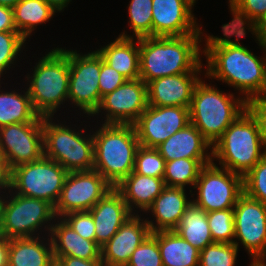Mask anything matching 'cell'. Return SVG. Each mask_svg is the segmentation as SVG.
<instances>
[{"label":"cell","mask_w":266,"mask_h":266,"mask_svg":"<svg viewBox=\"0 0 266 266\" xmlns=\"http://www.w3.org/2000/svg\"><path fill=\"white\" fill-rule=\"evenodd\" d=\"M224 38L207 36L203 53L206 56L207 77L221 80L240 93L246 102L251 98L265 94L266 90V54L260 58L238 41L246 35V31H234L222 26ZM235 36V42L230 37ZM265 50L266 41L257 39ZM260 58V59H259Z\"/></svg>","instance_id":"6da1fadb"},{"label":"cell","mask_w":266,"mask_h":266,"mask_svg":"<svg viewBox=\"0 0 266 266\" xmlns=\"http://www.w3.org/2000/svg\"><path fill=\"white\" fill-rule=\"evenodd\" d=\"M201 35L139 38V78L150 81L194 72L201 64Z\"/></svg>","instance_id":"7a4b0ae2"},{"label":"cell","mask_w":266,"mask_h":266,"mask_svg":"<svg viewBox=\"0 0 266 266\" xmlns=\"http://www.w3.org/2000/svg\"><path fill=\"white\" fill-rule=\"evenodd\" d=\"M212 160L244 177L265 155L256 119L246 109L212 145Z\"/></svg>","instance_id":"3957f363"},{"label":"cell","mask_w":266,"mask_h":266,"mask_svg":"<svg viewBox=\"0 0 266 266\" xmlns=\"http://www.w3.org/2000/svg\"><path fill=\"white\" fill-rule=\"evenodd\" d=\"M94 167L114 188L134 169L139 140L133 125L102 124L93 133Z\"/></svg>","instance_id":"277c9868"},{"label":"cell","mask_w":266,"mask_h":266,"mask_svg":"<svg viewBox=\"0 0 266 266\" xmlns=\"http://www.w3.org/2000/svg\"><path fill=\"white\" fill-rule=\"evenodd\" d=\"M246 109L244 98H234L200 79L189 107L190 123L213 145Z\"/></svg>","instance_id":"5b68a950"},{"label":"cell","mask_w":266,"mask_h":266,"mask_svg":"<svg viewBox=\"0 0 266 266\" xmlns=\"http://www.w3.org/2000/svg\"><path fill=\"white\" fill-rule=\"evenodd\" d=\"M69 50L52 49L34 66L27 89L32 106L40 117H52L69 93Z\"/></svg>","instance_id":"8992f818"},{"label":"cell","mask_w":266,"mask_h":266,"mask_svg":"<svg viewBox=\"0 0 266 266\" xmlns=\"http://www.w3.org/2000/svg\"><path fill=\"white\" fill-rule=\"evenodd\" d=\"M52 120V117H44L42 122L44 156L58 162L68 172L93 170V134L85 137L83 131L76 132Z\"/></svg>","instance_id":"52a82bcc"},{"label":"cell","mask_w":266,"mask_h":266,"mask_svg":"<svg viewBox=\"0 0 266 266\" xmlns=\"http://www.w3.org/2000/svg\"><path fill=\"white\" fill-rule=\"evenodd\" d=\"M68 171L58 162L45 157L11 169L10 190L15 194L48 201L59 200Z\"/></svg>","instance_id":"ba28073f"},{"label":"cell","mask_w":266,"mask_h":266,"mask_svg":"<svg viewBox=\"0 0 266 266\" xmlns=\"http://www.w3.org/2000/svg\"><path fill=\"white\" fill-rule=\"evenodd\" d=\"M9 200L3 199L0 235L8 239L31 238L44 226L51 233V221L56 220L54 206L46 200L29 198L13 193ZM50 226V227H49ZM38 229V230H37ZM34 235V236H33Z\"/></svg>","instance_id":"9c48e42d"},{"label":"cell","mask_w":266,"mask_h":266,"mask_svg":"<svg viewBox=\"0 0 266 266\" xmlns=\"http://www.w3.org/2000/svg\"><path fill=\"white\" fill-rule=\"evenodd\" d=\"M195 188L198 196L193 203L207 213L231 209L243 193V177L212 162L201 169Z\"/></svg>","instance_id":"30bf717a"},{"label":"cell","mask_w":266,"mask_h":266,"mask_svg":"<svg viewBox=\"0 0 266 266\" xmlns=\"http://www.w3.org/2000/svg\"><path fill=\"white\" fill-rule=\"evenodd\" d=\"M69 68L68 99L92 116L102 99L99 92L101 56L97 51L81 55L69 50Z\"/></svg>","instance_id":"8fae6325"},{"label":"cell","mask_w":266,"mask_h":266,"mask_svg":"<svg viewBox=\"0 0 266 266\" xmlns=\"http://www.w3.org/2000/svg\"><path fill=\"white\" fill-rule=\"evenodd\" d=\"M113 188L98 171L69 172L54 206L56 218L71 212L89 211Z\"/></svg>","instance_id":"7c38bea8"},{"label":"cell","mask_w":266,"mask_h":266,"mask_svg":"<svg viewBox=\"0 0 266 266\" xmlns=\"http://www.w3.org/2000/svg\"><path fill=\"white\" fill-rule=\"evenodd\" d=\"M188 124L189 108L148 105L133 126L140 146L156 148Z\"/></svg>","instance_id":"4fadbf2b"},{"label":"cell","mask_w":266,"mask_h":266,"mask_svg":"<svg viewBox=\"0 0 266 266\" xmlns=\"http://www.w3.org/2000/svg\"><path fill=\"white\" fill-rule=\"evenodd\" d=\"M234 239H238L252 260L266 259V204L244 192L234 206Z\"/></svg>","instance_id":"5bb4252c"},{"label":"cell","mask_w":266,"mask_h":266,"mask_svg":"<svg viewBox=\"0 0 266 266\" xmlns=\"http://www.w3.org/2000/svg\"><path fill=\"white\" fill-rule=\"evenodd\" d=\"M0 154L9 169L39 160L44 155L42 122L0 127Z\"/></svg>","instance_id":"9a60e30c"},{"label":"cell","mask_w":266,"mask_h":266,"mask_svg":"<svg viewBox=\"0 0 266 266\" xmlns=\"http://www.w3.org/2000/svg\"><path fill=\"white\" fill-rule=\"evenodd\" d=\"M148 106L147 84L140 78L126 80L121 86L102 97L92 115L107 112L103 124L133 125Z\"/></svg>","instance_id":"2e32d148"},{"label":"cell","mask_w":266,"mask_h":266,"mask_svg":"<svg viewBox=\"0 0 266 266\" xmlns=\"http://www.w3.org/2000/svg\"><path fill=\"white\" fill-rule=\"evenodd\" d=\"M193 0H152V36L201 35L192 13Z\"/></svg>","instance_id":"e0dca14e"},{"label":"cell","mask_w":266,"mask_h":266,"mask_svg":"<svg viewBox=\"0 0 266 266\" xmlns=\"http://www.w3.org/2000/svg\"><path fill=\"white\" fill-rule=\"evenodd\" d=\"M201 64L194 72L154 79L147 84L149 106L190 107L196 84L200 81Z\"/></svg>","instance_id":"ac0fdd59"},{"label":"cell","mask_w":266,"mask_h":266,"mask_svg":"<svg viewBox=\"0 0 266 266\" xmlns=\"http://www.w3.org/2000/svg\"><path fill=\"white\" fill-rule=\"evenodd\" d=\"M140 218L134 213L101 247V259L107 266H126L133 251L152 233L146 219Z\"/></svg>","instance_id":"d6986e66"},{"label":"cell","mask_w":266,"mask_h":266,"mask_svg":"<svg viewBox=\"0 0 266 266\" xmlns=\"http://www.w3.org/2000/svg\"><path fill=\"white\" fill-rule=\"evenodd\" d=\"M89 212L95 224V241L100 247L105 245L133 215L116 188L110 190Z\"/></svg>","instance_id":"ffe728a7"},{"label":"cell","mask_w":266,"mask_h":266,"mask_svg":"<svg viewBox=\"0 0 266 266\" xmlns=\"http://www.w3.org/2000/svg\"><path fill=\"white\" fill-rule=\"evenodd\" d=\"M192 202L187 199L184 188L166 186L147 209V211L151 210L156 219V225L153 220L146 219L151 232L175 230Z\"/></svg>","instance_id":"44dd1931"},{"label":"cell","mask_w":266,"mask_h":266,"mask_svg":"<svg viewBox=\"0 0 266 266\" xmlns=\"http://www.w3.org/2000/svg\"><path fill=\"white\" fill-rule=\"evenodd\" d=\"M156 149L165 161L181 158L212 159V152L207 153L208 149L212 150V145L191 123L174 133Z\"/></svg>","instance_id":"7402d4cb"},{"label":"cell","mask_w":266,"mask_h":266,"mask_svg":"<svg viewBox=\"0 0 266 266\" xmlns=\"http://www.w3.org/2000/svg\"><path fill=\"white\" fill-rule=\"evenodd\" d=\"M135 40L137 41L135 42L132 36L122 32L115 41L96 50L105 63L127 80L137 79L140 75L139 39L135 38Z\"/></svg>","instance_id":"603a6c76"},{"label":"cell","mask_w":266,"mask_h":266,"mask_svg":"<svg viewBox=\"0 0 266 266\" xmlns=\"http://www.w3.org/2000/svg\"><path fill=\"white\" fill-rule=\"evenodd\" d=\"M52 223L53 256H70L85 260L101 259V247L96 241L87 240L76 233L62 218ZM51 234V235H50Z\"/></svg>","instance_id":"cb8c5ba5"},{"label":"cell","mask_w":266,"mask_h":266,"mask_svg":"<svg viewBox=\"0 0 266 266\" xmlns=\"http://www.w3.org/2000/svg\"><path fill=\"white\" fill-rule=\"evenodd\" d=\"M165 187L163 178L144 176L132 171L115 188L122 194L132 213H134L135 208H139V210L141 209V211L143 210L147 213V209Z\"/></svg>","instance_id":"d4e9b609"},{"label":"cell","mask_w":266,"mask_h":266,"mask_svg":"<svg viewBox=\"0 0 266 266\" xmlns=\"http://www.w3.org/2000/svg\"><path fill=\"white\" fill-rule=\"evenodd\" d=\"M40 238L9 239L8 266H51L55 262L51 237L48 247Z\"/></svg>","instance_id":"484cf974"},{"label":"cell","mask_w":266,"mask_h":266,"mask_svg":"<svg viewBox=\"0 0 266 266\" xmlns=\"http://www.w3.org/2000/svg\"><path fill=\"white\" fill-rule=\"evenodd\" d=\"M151 234L158 241L163 266H199L200 251L175 230Z\"/></svg>","instance_id":"4316f807"},{"label":"cell","mask_w":266,"mask_h":266,"mask_svg":"<svg viewBox=\"0 0 266 266\" xmlns=\"http://www.w3.org/2000/svg\"><path fill=\"white\" fill-rule=\"evenodd\" d=\"M175 231L199 251L214 243L207 220V212L193 202L185 210Z\"/></svg>","instance_id":"83f0119b"},{"label":"cell","mask_w":266,"mask_h":266,"mask_svg":"<svg viewBox=\"0 0 266 266\" xmlns=\"http://www.w3.org/2000/svg\"><path fill=\"white\" fill-rule=\"evenodd\" d=\"M0 92V127L16 123L43 122V117H40L32 106L28 91L24 94L15 90Z\"/></svg>","instance_id":"f1b7e54d"},{"label":"cell","mask_w":266,"mask_h":266,"mask_svg":"<svg viewBox=\"0 0 266 266\" xmlns=\"http://www.w3.org/2000/svg\"><path fill=\"white\" fill-rule=\"evenodd\" d=\"M55 12L44 0H20L13 7L14 25L27 39L37 25L49 21Z\"/></svg>","instance_id":"f546056e"},{"label":"cell","mask_w":266,"mask_h":266,"mask_svg":"<svg viewBox=\"0 0 266 266\" xmlns=\"http://www.w3.org/2000/svg\"><path fill=\"white\" fill-rule=\"evenodd\" d=\"M214 160L212 159H175L165 161L164 182L167 187L184 188L192 185L193 189L201 169Z\"/></svg>","instance_id":"4dcf8cb0"},{"label":"cell","mask_w":266,"mask_h":266,"mask_svg":"<svg viewBox=\"0 0 266 266\" xmlns=\"http://www.w3.org/2000/svg\"><path fill=\"white\" fill-rule=\"evenodd\" d=\"M229 7L234 17L231 22L223 26L245 32L246 27L248 30L251 29L265 14L266 0H229Z\"/></svg>","instance_id":"1f68e13d"},{"label":"cell","mask_w":266,"mask_h":266,"mask_svg":"<svg viewBox=\"0 0 266 266\" xmlns=\"http://www.w3.org/2000/svg\"><path fill=\"white\" fill-rule=\"evenodd\" d=\"M212 239L218 243H234L239 247V242L234 239V208L211 211L207 213Z\"/></svg>","instance_id":"d6a6232c"},{"label":"cell","mask_w":266,"mask_h":266,"mask_svg":"<svg viewBox=\"0 0 266 266\" xmlns=\"http://www.w3.org/2000/svg\"><path fill=\"white\" fill-rule=\"evenodd\" d=\"M129 24L136 38L152 36V0H131Z\"/></svg>","instance_id":"836d02e7"},{"label":"cell","mask_w":266,"mask_h":266,"mask_svg":"<svg viewBox=\"0 0 266 266\" xmlns=\"http://www.w3.org/2000/svg\"><path fill=\"white\" fill-rule=\"evenodd\" d=\"M238 250L234 243L214 242L200 251L199 266H234Z\"/></svg>","instance_id":"e575fe53"},{"label":"cell","mask_w":266,"mask_h":266,"mask_svg":"<svg viewBox=\"0 0 266 266\" xmlns=\"http://www.w3.org/2000/svg\"><path fill=\"white\" fill-rule=\"evenodd\" d=\"M134 172L156 178L165 174V159L156 148L139 146L135 154Z\"/></svg>","instance_id":"d590c367"},{"label":"cell","mask_w":266,"mask_h":266,"mask_svg":"<svg viewBox=\"0 0 266 266\" xmlns=\"http://www.w3.org/2000/svg\"><path fill=\"white\" fill-rule=\"evenodd\" d=\"M243 192L266 204V155L243 177Z\"/></svg>","instance_id":"8d00e7d4"},{"label":"cell","mask_w":266,"mask_h":266,"mask_svg":"<svg viewBox=\"0 0 266 266\" xmlns=\"http://www.w3.org/2000/svg\"><path fill=\"white\" fill-rule=\"evenodd\" d=\"M25 41L26 39L17 31L0 32V78L3 72L15 63Z\"/></svg>","instance_id":"74e56055"},{"label":"cell","mask_w":266,"mask_h":266,"mask_svg":"<svg viewBox=\"0 0 266 266\" xmlns=\"http://www.w3.org/2000/svg\"><path fill=\"white\" fill-rule=\"evenodd\" d=\"M126 266H163L158 241L152 234L133 251Z\"/></svg>","instance_id":"f35d334b"},{"label":"cell","mask_w":266,"mask_h":266,"mask_svg":"<svg viewBox=\"0 0 266 266\" xmlns=\"http://www.w3.org/2000/svg\"><path fill=\"white\" fill-rule=\"evenodd\" d=\"M61 218L81 237L95 241V224L89 211L71 212Z\"/></svg>","instance_id":"ab89813d"},{"label":"cell","mask_w":266,"mask_h":266,"mask_svg":"<svg viewBox=\"0 0 266 266\" xmlns=\"http://www.w3.org/2000/svg\"><path fill=\"white\" fill-rule=\"evenodd\" d=\"M127 79L117 70L110 67L101 57V71L99 76V92L101 98L121 86Z\"/></svg>","instance_id":"60d3db41"},{"label":"cell","mask_w":266,"mask_h":266,"mask_svg":"<svg viewBox=\"0 0 266 266\" xmlns=\"http://www.w3.org/2000/svg\"><path fill=\"white\" fill-rule=\"evenodd\" d=\"M247 110L256 119L262 141L266 147V93L248 100Z\"/></svg>","instance_id":"b9f144b4"},{"label":"cell","mask_w":266,"mask_h":266,"mask_svg":"<svg viewBox=\"0 0 266 266\" xmlns=\"http://www.w3.org/2000/svg\"><path fill=\"white\" fill-rule=\"evenodd\" d=\"M60 266H107L102 259L85 260L70 256H53Z\"/></svg>","instance_id":"7bdbcfd3"},{"label":"cell","mask_w":266,"mask_h":266,"mask_svg":"<svg viewBox=\"0 0 266 266\" xmlns=\"http://www.w3.org/2000/svg\"><path fill=\"white\" fill-rule=\"evenodd\" d=\"M17 31L14 25L13 8L0 5V32Z\"/></svg>","instance_id":"ee69618b"},{"label":"cell","mask_w":266,"mask_h":266,"mask_svg":"<svg viewBox=\"0 0 266 266\" xmlns=\"http://www.w3.org/2000/svg\"><path fill=\"white\" fill-rule=\"evenodd\" d=\"M10 175L11 170L9 169L6 159L0 154V191L10 189ZM1 193V192H0Z\"/></svg>","instance_id":"f6af8a7d"},{"label":"cell","mask_w":266,"mask_h":266,"mask_svg":"<svg viewBox=\"0 0 266 266\" xmlns=\"http://www.w3.org/2000/svg\"><path fill=\"white\" fill-rule=\"evenodd\" d=\"M255 35L256 39L266 41V12L261 19L250 29V32Z\"/></svg>","instance_id":"bcb514c9"},{"label":"cell","mask_w":266,"mask_h":266,"mask_svg":"<svg viewBox=\"0 0 266 266\" xmlns=\"http://www.w3.org/2000/svg\"><path fill=\"white\" fill-rule=\"evenodd\" d=\"M9 239L0 235V266H8Z\"/></svg>","instance_id":"7dc6e473"},{"label":"cell","mask_w":266,"mask_h":266,"mask_svg":"<svg viewBox=\"0 0 266 266\" xmlns=\"http://www.w3.org/2000/svg\"><path fill=\"white\" fill-rule=\"evenodd\" d=\"M55 11H62L64 7H67L71 0H44Z\"/></svg>","instance_id":"c3c4849f"},{"label":"cell","mask_w":266,"mask_h":266,"mask_svg":"<svg viewBox=\"0 0 266 266\" xmlns=\"http://www.w3.org/2000/svg\"><path fill=\"white\" fill-rule=\"evenodd\" d=\"M20 0H0V5L13 8Z\"/></svg>","instance_id":"681fc988"},{"label":"cell","mask_w":266,"mask_h":266,"mask_svg":"<svg viewBox=\"0 0 266 266\" xmlns=\"http://www.w3.org/2000/svg\"><path fill=\"white\" fill-rule=\"evenodd\" d=\"M250 266H266V260H252Z\"/></svg>","instance_id":"f907efd6"},{"label":"cell","mask_w":266,"mask_h":266,"mask_svg":"<svg viewBox=\"0 0 266 266\" xmlns=\"http://www.w3.org/2000/svg\"><path fill=\"white\" fill-rule=\"evenodd\" d=\"M4 197L0 196V226H1V216H2V205Z\"/></svg>","instance_id":"816d5d0a"},{"label":"cell","mask_w":266,"mask_h":266,"mask_svg":"<svg viewBox=\"0 0 266 266\" xmlns=\"http://www.w3.org/2000/svg\"><path fill=\"white\" fill-rule=\"evenodd\" d=\"M51 266H60L56 261Z\"/></svg>","instance_id":"f5cc1de1"}]
</instances>
